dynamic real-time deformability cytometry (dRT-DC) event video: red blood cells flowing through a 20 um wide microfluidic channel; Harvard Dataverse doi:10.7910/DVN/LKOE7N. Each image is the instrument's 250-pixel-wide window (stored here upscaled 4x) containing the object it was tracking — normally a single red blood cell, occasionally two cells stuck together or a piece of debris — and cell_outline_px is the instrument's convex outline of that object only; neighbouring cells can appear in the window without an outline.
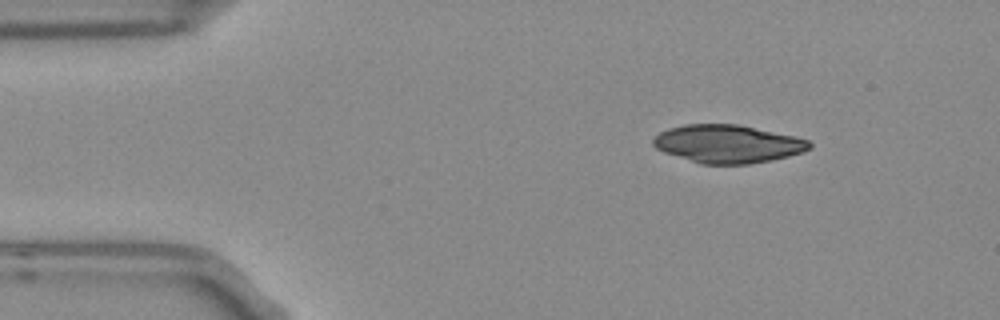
{"species": "Egyptian fruit bat (a non-hibernating species)", "species_latin": "Rousettus aegyptiacus", "temperature_condition": "room temperature", "stored_images_in_passage": 4, "segment_of_instrument_passage": [1, 2], "camera_frame_rate_fps": 3000, "um_per_image_px": 0.085, "frame": {"image": 1, "passage_image": 1, "time_ms": 0.0, "image_size_px": [1000, 320], "cell_outline_px": [[812, 148], [804, 152], [788, 156], [748, 164], [700, 164], [664, 152], [656, 148], [652, 144], [652, 140], [660, 132], [668, 128], [684, 124], [736, 124], [796, 136], [808, 140], [812, 144]], "centroid_in_image_um": [61.85, 12.22], "position_along_channel_um": 23.1, "area_um2": 34.62}}